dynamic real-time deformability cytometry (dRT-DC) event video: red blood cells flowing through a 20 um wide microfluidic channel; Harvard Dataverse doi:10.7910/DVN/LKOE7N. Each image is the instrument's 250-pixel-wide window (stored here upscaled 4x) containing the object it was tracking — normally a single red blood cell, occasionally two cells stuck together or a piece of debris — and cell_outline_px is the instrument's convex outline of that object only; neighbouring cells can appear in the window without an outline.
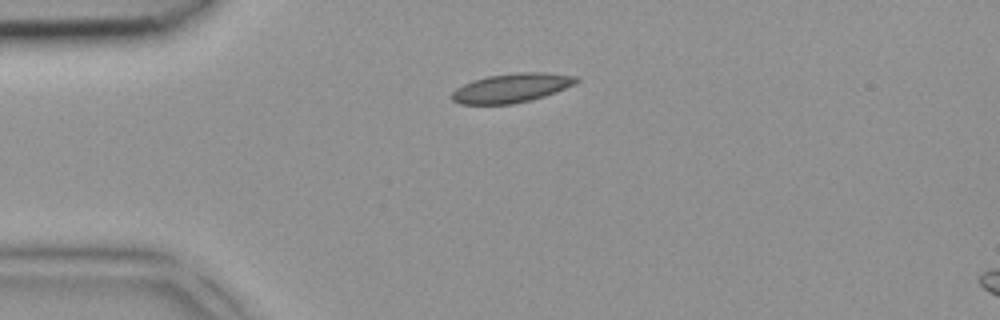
{"species": "common noctule bat (a hibernating species)", "species_latin": "Nyctalus noctula", "temperature_condition": "room temperature", "stored_images_in_passage": 2, "camera_frame_rate_fps": 3000, "um_per_image_px": 0.085, "animal": {"sex": "female", "body_mass_g": 18.4}, "frame": {"image": 1, "passage_image": 1, "time_ms": 0.0, "image_size_px": [1000, 320], "cell_outline_px": [[580, 80], [576, 84], [556, 92], [544, 96], [512, 104], [460, 104], [452, 100], [452, 92], [456, 88], [472, 80], [488, 76], [516, 72], [544, 72], [580, 76]], "centroid_in_image_um": [43.52, 7.46], "position_along_channel_um": 41.5, "area_um2": 21.21}}